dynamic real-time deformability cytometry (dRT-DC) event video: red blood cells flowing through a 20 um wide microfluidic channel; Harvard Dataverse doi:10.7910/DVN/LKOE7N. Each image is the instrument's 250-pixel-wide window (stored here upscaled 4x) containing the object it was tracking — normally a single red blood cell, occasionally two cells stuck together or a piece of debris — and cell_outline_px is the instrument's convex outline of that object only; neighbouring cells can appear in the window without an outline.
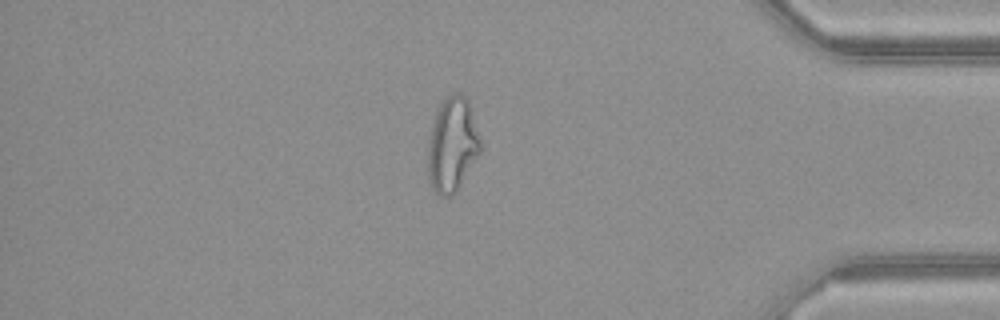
{"species": "common noctule bat (a hibernating species)", "species_latin": "Nyctalus noctula", "temperature_condition": "warm", "stored_images_in_passage": 49, "camera_frame_rate_fps": 3000, "um_per_image_px": 0.085, "animal": {"sex": "female", "body_mass_g": 21.9}, "frame": {"image": 1, "passage_image": 42, "time_ms": 13.667, "image_size_px": [1000, 320], "cell_outline_px": [[484, 148], [456, 192], [452, 196], [440, 196], [432, 188], [428, 180], [428, 136], [440, 100], [444, 96], [456, 92], [460, 92], [468, 100]], "centroid_in_image_um": [38.45, 12.28], "position_along_channel_um": 396.7, "area_um2": 29.65}, "authors_computed_cell_mechanics": {"area_um2": 29.0734, "velocity_mm_per_s": 4.1584, "shape_relaxation_time_tau1_ms": null, "shape_relaxation_time_tau2_ms": 1.4645, "deformation_change_tau1": null, "deformation_change_tau2": 0.1215}}